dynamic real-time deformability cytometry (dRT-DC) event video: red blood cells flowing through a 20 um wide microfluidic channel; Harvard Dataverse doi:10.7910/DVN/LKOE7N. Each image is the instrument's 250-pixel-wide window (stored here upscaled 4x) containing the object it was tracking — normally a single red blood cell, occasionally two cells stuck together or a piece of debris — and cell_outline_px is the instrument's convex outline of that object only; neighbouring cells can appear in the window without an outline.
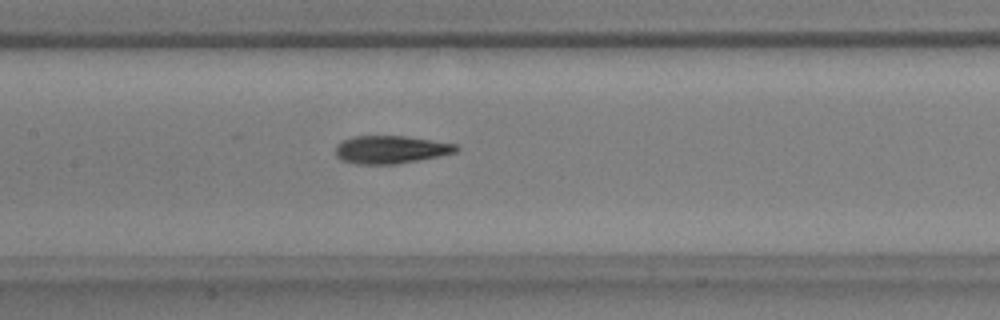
{"species": "common noctule bat (a hibernating species)", "species_latin": "Nyctalus noctula", "temperature_condition": "warm", "stored_images_in_passage": 39, "camera_frame_rate_fps": 3000, "um_per_image_px": 0.085, "animal": {"sex": "male", "body_mass_g": 17.9, "forearm_length_mm": 54.2}, "frame": {"image": 1, "passage_image": 11, "time_ms": 3.333, "image_size_px": [1000, 320], "cell_outline_px": [[460, 148], [456, 152], [396, 164], [356, 164], [340, 160], [336, 156], [336, 144], [352, 136], [404, 136], [432, 140], [456, 144]], "centroid_in_image_um": [33.17, 12.71], "position_along_channel_um": 174.2, "area_um2": 19.48}}
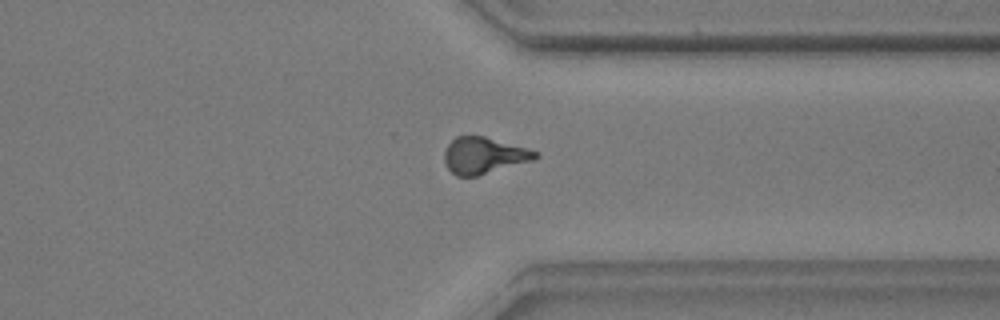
{"frame": {"image": 2, "passage_image": 27, "time_ms": 8.667, "image_size_px": [1000, 320], "cell_outline_px": [[540, 156], [532, 160], [476, 176], [456, 176], [448, 168], [444, 160], [444, 152], [448, 144], [456, 136], [484, 136], [528, 148], [540, 152]], "centroid_in_image_um": [41.13, 13.2], "position_along_channel_um": 370.3, "area_um2": 19.19}}
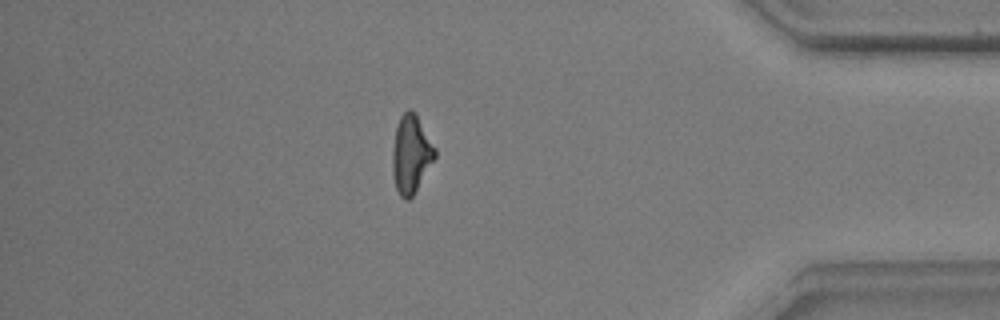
{"frame": {"image": 3, "passage_image": 32, "time_ms": 10.333, "image_size_px": [1000, 320], "cell_outline_px": [[436, 156], [412, 196], [408, 200], [404, 200], [400, 196], [396, 188], [392, 172], [392, 148], [396, 128], [400, 116], [408, 108], [412, 108], [416, 112], [436, 148]], "centroid_in_image_um": [34.93, 13.06], "position_along_channel_um": 400.3, "area_um2": 19.42}}